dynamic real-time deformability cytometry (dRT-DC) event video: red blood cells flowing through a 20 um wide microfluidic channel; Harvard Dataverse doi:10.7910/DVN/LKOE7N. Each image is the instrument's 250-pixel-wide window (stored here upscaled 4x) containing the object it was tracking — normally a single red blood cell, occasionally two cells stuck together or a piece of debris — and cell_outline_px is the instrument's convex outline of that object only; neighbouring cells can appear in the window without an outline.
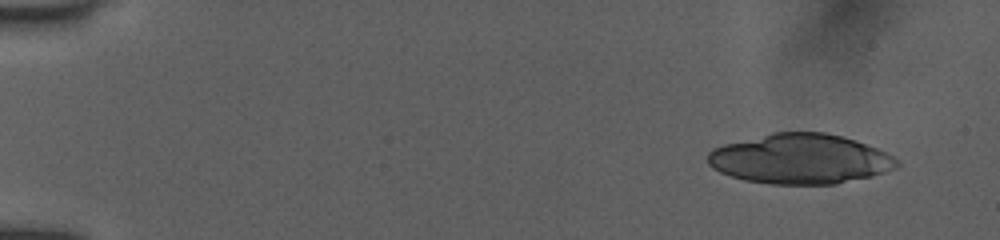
{"species": "human", "species_latin": "Homo sapiens", "temperature_condition": "room temperature", "stored_images_in_passage": 38, "camera_frame_rate_fps": 3000, "um_per_image_px": 0.085, "donor": {"sex": "female"}, "frame": {"image": 1, "passage_image": 1, "time_ms": 0.0, "image_size_px": [1000, 240], "cell_outline_px": [[900, 164], [896, 168], [872, 176], [836, 184], [772, 184], [744, 180], [720, 172], [712, 168], [708, 164], [708, 152], [712, 148], [724, 144], [772, 132], [824, 132], [856, 140], [876, 148], [900, 160]], "centroid_in_image_um": [68.0, 13.51], "position_along_channel_um": 17.0, "area_um2": 55.08}}